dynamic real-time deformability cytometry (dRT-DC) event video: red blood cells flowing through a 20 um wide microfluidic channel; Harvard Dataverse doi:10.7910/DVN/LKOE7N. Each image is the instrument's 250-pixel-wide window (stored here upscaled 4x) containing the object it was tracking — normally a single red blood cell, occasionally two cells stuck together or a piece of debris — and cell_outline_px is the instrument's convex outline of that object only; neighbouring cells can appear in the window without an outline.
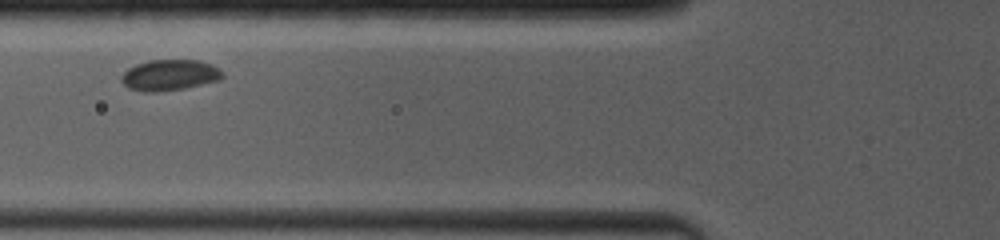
{"species": "common noctule bat (a hibernating species)", "species_latin": "Nyctalus noctula", "temperature_condition": "room temperature", "stored_images_in_passage": 15, "camera_frame_rate_fps": 4000, "um_per_image_px": 0.085, "animal": {"sex": "female", "body_mass_g": 19.0, "forearm_length_mm": 53.3}, "frame": {"image": 1, "passage_image": 3, "time_ms": 1.75, "image_size_px": [1000, 240], "cell_outline_px": [[224, 76], [220, 80], [184, 88], [156, 92], [144, 92], [128, 88], [120, 80], [120, 76], [128, 68], [136, 64], [148, 60], [200, 60], [212, 64], [224, 72]], "centroid_in_image_um": [14.42, 6.38], "position_along_channel_um": 111.4, "area_um2": 18.38}}
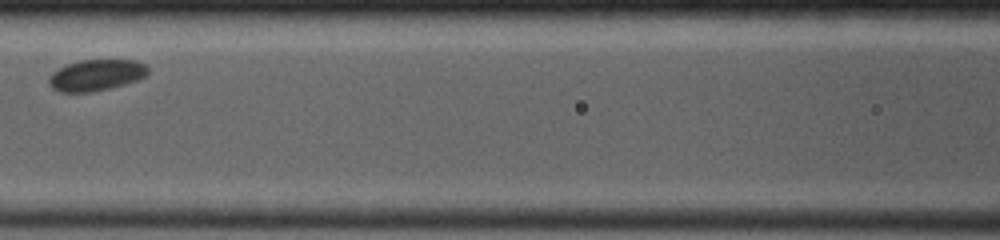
{"frame": {"image": 2, "passage_image": 5, "time_ms": 3.0, "image_size_px": [1000, 240], "cell_outline_px": [[148, 72], [144, 76], [136, 80], [124, 84], [92, 92], [60, 92], [52, 88], [48, 84], [48, 80], [52, 72], [68, 64], [80, 60], [136, 60], [144, 64], [148, 68]], "centroid_in_image_um": [8.15, 6.39], "position_along_channel_um": 158.5, "area_um2": 17.86}}